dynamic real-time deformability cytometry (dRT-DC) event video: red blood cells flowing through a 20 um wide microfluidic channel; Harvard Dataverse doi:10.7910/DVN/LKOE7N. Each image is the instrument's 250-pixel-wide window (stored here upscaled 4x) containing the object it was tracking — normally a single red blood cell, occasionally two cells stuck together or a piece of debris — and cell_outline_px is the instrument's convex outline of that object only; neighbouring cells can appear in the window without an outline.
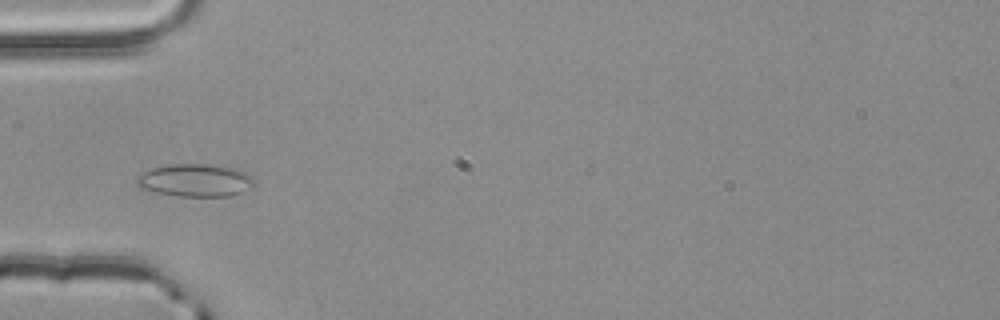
{"species": "common noctule bat (a hibernating species)", "species_latin": "Nyctalus noctula", "temperature_condition": "room temperature", "stored_images_in_passage": 2, "camera_frame_rate_fps": 3000, "um_per_image_px": 0.085, "animal": {"sex": "male", "body_mass_g": 20.4}, "frame": {"image": 1, "passage_image": 2, "time_ms": 0.333, "image_size_px": [1000, 320], "cell_outline_px": [[256, 184], [240, 192], [228, 196], [176, 196], [156, 192], [140, 188], [136, 184], [136, 176], [152, 168], [168, 164], [204, 164], [240, 168], [252, 176], [256, 180]], "centroid_in_image_um": [16.61, 15.31], "position_along_channel_um": 68.4, "area_um2": 22.6}}